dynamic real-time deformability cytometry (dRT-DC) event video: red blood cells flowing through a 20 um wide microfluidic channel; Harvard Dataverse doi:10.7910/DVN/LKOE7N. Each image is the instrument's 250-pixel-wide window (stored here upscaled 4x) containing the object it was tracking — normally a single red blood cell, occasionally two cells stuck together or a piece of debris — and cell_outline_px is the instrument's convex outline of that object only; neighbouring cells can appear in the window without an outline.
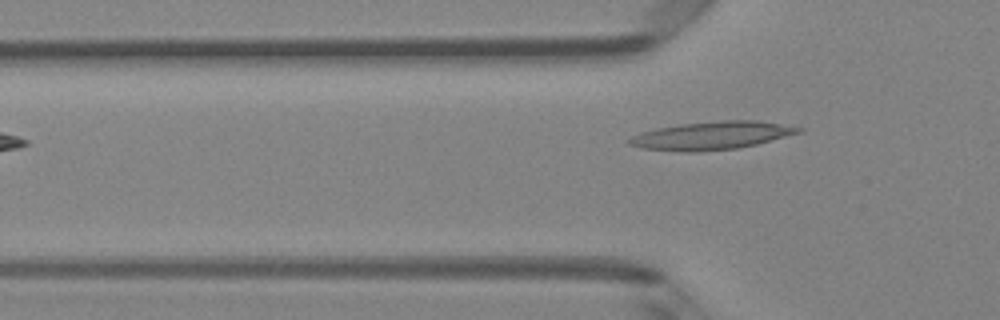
{"species": "Egyptian fruit bat (a non-hibernating species)", "species_latin": "Rousettus aegyptiacus", "temperature_condition": "room temperature", "stored_images_in_passage": 6, "camera_frame_rate_fps": 3000, "um_per_image_px": 0.085, "animal": {"sex": "female"}, "frame": {"image": 1, "passage_image": 6, "time_ms": 1.667, "image_size_px": [1000, 320], "cell_outline_px": [[804, 132], [756, 144], [736, 148], [696, 152], [684, 152], [640, 148], [628, 144], [624, 140], [640, 132], [656, 128], [680, 124], [724, 120], [756, 120], [804, 128]], "centroid_in_image_um": [60.45, 11.52], "position_along_channel_um": 65.3, "area_um2": 27.8}}